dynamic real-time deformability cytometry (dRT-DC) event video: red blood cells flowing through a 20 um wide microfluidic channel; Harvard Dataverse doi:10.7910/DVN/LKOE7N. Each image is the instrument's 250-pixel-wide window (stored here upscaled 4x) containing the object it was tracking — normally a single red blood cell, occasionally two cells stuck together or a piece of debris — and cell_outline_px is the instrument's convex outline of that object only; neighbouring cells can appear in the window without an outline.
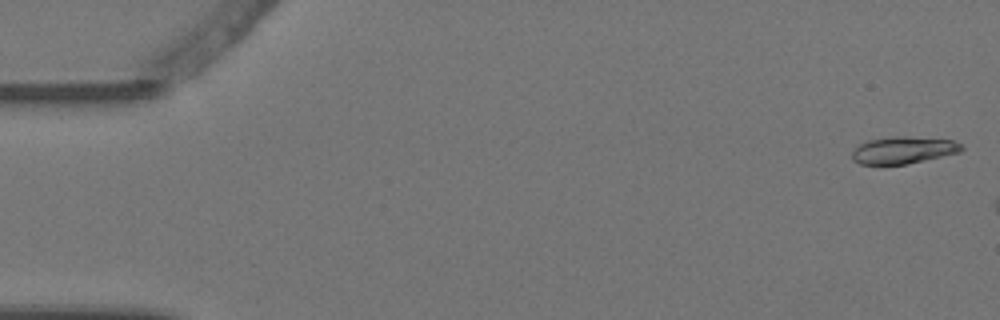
{"species": "Egyptian fruit bat (a non-hibernating species)", "species_latin": "Rousettus aegyptiacus", "temperature_condition": "warm", "stored_images_in_passage": 4, "camera_frame_rate_fps": 3000, "um_per_image_px": 0.085, "animal": {"sex": "female"}, "frame": {"image": 1, "passage_image": 1, "time_ms": 0.0, "image_size_px": [1000, 320], "cell_outline_px": [[964, 148], [960, 152], [908, 164], [860, 164], [852, 160], [852, 152], [860, 144], [868, 140], [892, 136], [908, 136], [952, 140], [964, 144]], "centroid_in_image_um": [76.81, 12.75], "position_along_channel_um": 8.2, "area_um2": 17.34}}